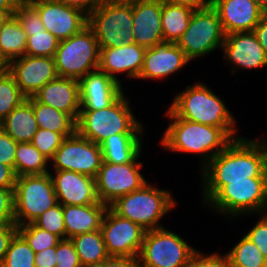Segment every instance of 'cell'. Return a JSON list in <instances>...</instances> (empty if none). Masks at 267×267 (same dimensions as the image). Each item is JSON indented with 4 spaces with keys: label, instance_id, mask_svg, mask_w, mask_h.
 I'll return each instance as SVG.
<instances>
[{
    "label": "cell",
    "instance_id": "6da1fadb",
    "mask_svg": "<svg viewBox=\"0 0 267 267\" xmlns=\"http://www.w3.org/2000/svg\"><path fill=\"white\" fill-rule=\"evenodd\" d=\"M202 169L203 202L207 203L227 181L267 177V141L239 136Z\"/></svg>",
    "mask_w": 267,
    "mask_h": 267
},
{
    "label": "cell",
    "instance_id": "7a4b0ae2",
    "mask_svg": "<svg viewBox=\"0 0 267 267\" xmlns=\"http://www.w3.org/2000/svg\"><path fill=\"white\" fill-rule=\"evenodd\" d=\"M166 116L171 124L165 130L161 142L173 152L196 153L201 157L202 168L223 151L234 139L239 138L237 128H220L178 118L169 108ZM206 157V158H205Z\"/></svg>",
    "mask_w": 267,
    "mask_h": 267
},
{
    "label": "cell",
    "instance_id": "3957f363",
    "mask_svg": "<svg viewBox=\"0 0 267 267\" xmlns=\"http://www.w3.org/2000/svg\"><path fill=\"white\" fill-rule=\"evenodd\" d=\"M129 104V100L122 93L109 107L80 110L76 132L99 145L111 135L143 133V125L136 120Z\"/></svg>",
    "mask_w": 267,
    "mask_h": 267
},
{
    "label": "cell",
    "instance_id": "277c9868",
    "mask_svg": "<svg viewBox=\"0 0 267 267\" xmlns=\"http://www.w3.org/2000/svg\"><path fill=\"white\" fill-rule=\"evenodd\" d=\"M169 109L184 120L220 128H236L235 118L209 87L202 82L178 93Z\"/></svg>",
    "mask_w": 267,
    "mask_h": 267
},
{
    "label": "cell",
    "instance_id": "5b68a950",
    "mask_svg": "<svg viewBox=\"0 0 267 267\" xmlns=\"http://www.w3.org/2000/svg\"><path fill=\"white\" fill-rule=\"evenodd\" d=\"M168 190L144 184L127 195L117 198L109 207L118 215L139 224L146 231L163 228L161 218L177 205Z\"/></svg>",
    "mask_w": 267,
    "mask_h": 267
},
{
    "label": "cell",
    "instance_id": "8992f818",
    "mask_svg": "<svg viewBox=\"0 0 267 267\" xmlns=\"http://www.w3.org/2000/svg\"><path fill=\"white\" fill-rule=\"evenodd\" d=\"M205 205L218 213L225 214L226 217L227 214L234 218L244 213L246 215L261 213L262 216L267 212V177L227 181V185H224Z\"/></svg>",
    "mask_w": 267,
    "mask_h": 267
},
{
    "label": "cell",
    "instance_id": "52a82bcc",
    "mask_svg": "<svg viewBox=\"0 0 267 267\" xmlns=\"http://www.w3.org/2000/svg\"><path fill=\"white\" fill-rule=\"evenodd\" d=\"M99 48L119 47L134 42L132 0H106L89 16Z\"/></svg>",
    "mask_w": 267,
    "mask_h": 267
},
{
    "label": "cell",
    "instance_id": "ba28073f",
    "mask_svg": "<svg viewBox=\"0 0 267 267\" xmlns=\"http://www.w3.org/2000/svg\"><path fill=\"white\" fill-rule=\"evenodd\" d=\"M99 49L94 32L88 25L70 38L59 41L54 55L58 76L80 81L97 70Z\"/></svg>",
    "mask_w": 267,
    "mask_h": 267
},
{
    "label": "cell",
    "instance_id": "9c48e42d",
    "mask_svg": "<svg viewBox=\"0 0 267 267\" xmlns=\"http://www.w3.org/2000/svg\"><path fill=\"white\" fill-rule=\"evenodd\" d=\"M57 204L50 173L16 177L14 217L17 226L33 223L42 213Z\"/></svg>",
    "mask_w": 267,
    "mask_h": 267
},
{
    "label": "cell",
    "instance_id": "30bf717a",
    "mask_svg": "<svg viewBox=\"0 0 267 267\" xmlns=\"http://www.w3.org/2000/svg\"><path fill=\"white\" fill-rule=\"evenodd\" d=\"M195 251L178 234L163 227L145 232L138 259L140 267H187Z\"/></svg>",
    "mask_w": 267,
    "mask_h": 267
},
{
    "label": "cell",
    "instance_id": "8fae6325",
    "mask_svg": "<svg viewBox=\"0 0 267 267\" xmlns=\"http://www.w3.org/2000/svg\"><path fill=\"white\" fill-rule=\"evenodd\" d=\"M225 33L218 12L211 6L195 10L188 28L177 45L189 60L211 53L218 47L222 49Z\"/></svg>",
    "mask_w": 267,
    "mask_h": 267
},
{
    "label": "cell",
    "instance_id": "7c38bea8",
    "mask_svg": "<svg viewBox=\"0 0 267 267\" xmlns=\"http://www.w3.org/2000/svg\"><path fill=\"white\" fill-rule=\"evenodd\" d=\"M140 154L129 163L113 164L103 161L96 179L97 197L101 203L110 205L117 198L140 189L147 180L140 172Z\"/></svg>",
    "mask_w": 267,
    "mask_h": 267
},
{
    "label": "cell",
    "instance_id": "4fadbf2b",
    "mask_svg": "<svg viewBox=\"0 0 267 267\" xmlns=\"http://www.w3.org/2000/svg\"><path fill=\"white\" fill-rule=\"evenodd\" d=\"M54 170H70L96 178L103 162L101 146L77 132L66 137L55 152Z\"/></svg>",
    "mask_w": 267,
    "mask_h": 267
},
{
    "label": "cell",
    "instance_id": "5bb4252c",
    "mask_svg": "<svg viewBox=\"0 0 267 267\" xmlns=\"http://www.w3.org/2000/svg\"><path fill=\"white\" fill-rule=\"evenodd\" d=\"M110 256L138 257L146 230L116 214L109 206L100 228Z\"/></svg>",
    "mask_w": 267,
    "mask_h": 267
},
{
    "label": "cell",
    "instance_id": "9a60e30c",
    "mask_svg": "<svg viewBox=\"0 0 267 267\" xmlns=\"http://www.w3.org/2000/svg\"><path fill=\"white\" fill-rule=\"evenodd\" d=\"M7 71L26 98L33 97L46 83L59 77L54 57L23 55L10 61Z\"/></svg>",
    "mask_w": 267,
    "mask_h": 267
},
{
    "label": "cell",
    "instance_id": "2e32d148",
    "mask_svg": "<svg viewBox=\"0 0 267 267\" xmlns=\"http://www.w3.org/2000/svg\"><path fill=\"white\" fill-rule=\"evenodd\" d=\"M30 3L39 12L45 29L59 41L70 38L88 25V16L79 9L54 0H33Z\"/></svg>",
    "mask_w": 267,
    "mask_h": 267
},
{
    "label": "cell",
    "instance_id": "e0dca14e",
    "mask_svg": "<svg viewBox=\"0 0 267 267\" xmlns=\"http://www.w3.org/2000/svg\"><path fill=\"white\" fill-rule=\"evenodd\" d=\"M49 173L58 203L82 206L100 202L95 178L70 170H55V176Z\"/></svg>",
    "mask_w": 267,
    "mask_h": 267
},
{
    "label": "cell",
    "instance_id": "ac0fdd59",
    "mask_svg": "<svg viewBox=\"0 0 267 267\" xmlns=\"http://www.w3.org/2000/svg\"><path fill=\"white\" fill-rule=\"evenodd\" d=\"M218 12L225 35L252 32L266 14L254 0H211Z\"/></svg>",
    "mask_w": 267,
    "mask_h": 267
},
{
    "label": "cell",
    "instance_id": "d6986e66",
    "mask_svg": "<svg viewBox=\"0 0 267 267\" xmlns=\"http://www.w3.org/2000/svg\"><path fill=\"white\" fill-rule=\"evenodd\" d=\"M161 13V0H132L133 35L136 44L147 49L164 41Z\"/></svg>",
    "mask_w": 267,
    "mask_h": 267
},
{
    "label": "cell",
    "instance_id": "ffe728a7",
    "mask_svg": "<svg viewBox=\"0 0 267 267\" xmlns=\"http://www.w3.org/2000/svg\"><path fill=\"white\" fill-rule=\"evenodd\" d=\"M189 61L177 43L163 41L146 49L138 79H164Z\"/></svg>",
    "mask_w": 267,
    "mask_h": 267
},
{
    "label": "cell",
    "instance_id": "44dd1931",
    "mask_svg": "<svg viewBox=\"0 0 267 267\" xmlns=\"http://www.w3.org/2000/svg\"><path fill=\"white\" fill-rule=\"evenodd\" d=\"M146 48L135 42L119 47L100 48L98 69L120 83L116 74L126 72L130 78H138L143 66Z\"/></svg>",
    "mask_w": 267,
    "mask_h": 267
},
{
    "label": "cell",
    "instance_id": "7402d4cb",
    "mask_svg": "<svg viewBox=\"0 0 267 267\" xmlns=\"http://www.w3.org/2000/svg\"><path fill=\"white\" fill-rule=\"evenodd\" d=\"M224 58L234 65L232 72L267 66V56L253 32H234L225 36L222 45ZM237 66V67H236Z\"/></svg>",
    "mask_w": 267,
    "mask_h": 267
},
{
    "label": "cell",
    "instance_id": "603a6c76",
    "mask_svg": "<svg viewBox=\"0 0 267 267\" xmlns=\"http://www.w3.org/2000/svg\"><path fill=\"white\" fill-rule=\"evenodd\" d=\"M80 110L109 107L122 93V85L99 69L88 73L80 81Z\"/></svg>",
    "mask_w": 267,
    "mask_h": 267
},
{
    "label": "cell",
    "instance_id": "cb8c5ba5",
    "mask_svg": "<svg viewBox=\"0 0 267 267\" xmlns=\"http://www.w3.org/2000/svg\"><path fill=\"white\" fill-rule=\"evenodd\" d=\"M33 97L38 102L70 114L76 121L79 117L81 103L78 80L58 77L46 83Z\"/></svg>",
    "mask_w": 267,
    "mask_h": 267
},
{
    "label": "cell",
    "instance_id": "d4e9b609",
    "mask_svg": "<svg viewBox=\"0 0 267 267\" xmlns=\"http://www.w3.org/2000/svg\"><path fill=\"white\" fill-rule=\"evenodd\" d=\"M107 209L108 205L101 202L82 206L63 205L66 239L100 230Z\"/></svg>",
    "mask_w": 267,
    "mask_h": 267
},
{
    "label": "cell",
    "instance_id": "484cf974",
    "mask_svg": "<svg viewBox=\"0 0 267 267\" xmlns=\"http://www.w3.org/2000/svg\"><path fill=\"white\" fill-rule=\"evenodd\" d=\"M0 127L16 142H31L39 129L33 112V97L14 108L1 122Z\"/></svg>",
    "mask_w": 267,
    "mask_h": 267
},
{
    "label": "cell",
    "instance_id": "4316f807",
    "mask_svg": "<svg viewBox=\"0 0 267 267\" xmlns=\"http://www.w3.org/2000/svg\"><path fill=\"white\" fill-rule=\"evenodd\" d=\"M142 133H119L106 138L101 144L103 161L113 164L132 162L142 150Z\"/></svg>",
    "mask_w": 267,
    "mask_h": 267
},
{
    "label": "cell",
    "instance_id": "83f0119b",
    "mask_svg": "<svg viewBox=\"0 0 267 267\" xmlns=\"http://www.w3.org/2000/svg\"><path fill=\"white\" fill-rule=\"evenodd\" d=\"M194 11L187 6L162 2L161 24L164 41L177 43L188 28Z\"/></svg>",
    "mask_w": 267,
    "mask_h": 267
},
{
    "label": "cell",
    "instance_id": "f1b7e54d",
    "mask_svg": "<svg viewBox=\"0 0 267 267\" xmlns=\"http://www.w3.org/2000/svg\"><path fill=\"white\" fill-rule=\"evenodd\" d=\"M33 112L39 128L61 133L65 138L76 133V120L70 114L38 102L34 97Z\"/></svg>",
    "mask_w": 267,
    "mask_h": 267
},
{
    "label": "cell",
    "instance_id": "f546056e",
    "mask_svg": "<svg viewBox=\"0 0 267 267\" xmlns=\"http://www.w3.org/2000/svg\"><path fill=\"white\" fill-rule=\"evenodd\" d=\"M71 241L82 267H95L110 256L100 230L76 235Z\"/></svg>",
    "mask_w": 267,
    "mask_h": 267
},
{
    "label": "cell",
    "instance_id": "4dcf8cb0",
    "mask_svg": "<svg viewBox=\"0 0 267 267\" xmlns=\"http://www.w3.org/2000/svg\"><path fill=\"white\" fill-rule=\"evenodd\" d=\"M27 38L15 16L0 28V55L7 64L25 55Z\"/></svg>",
    "mask_w": 267,
    "mask_h": 267
},
{
    "label": "cell",
    "instance_id": "1f68e13d",
    "mask_svg": "<svg viewBox=\"0 0 267 267\" xmlns=\"http://www.w3.org/2000/svg\"><path fill=\"white\" fill-rule=\"evenodd\" d=\"M49 160L31 142L17 143L14 172L17 177L49 173Z\"/></svg>",
    "mask_w": 267,
    "mask_h": 267
},
{
    "label": "cell",
    "instance_id": "d6a6232c",
    "mask_svg": "<svg viewBox=\"0 0 267 267\" xmlns=\"http://www.w3.org/2000/svg\"><path fill=\"white\" fill-rule=\"evenodd\" d=\"M226 255L232 267H264L267 265V259L245 235Z\"/></svg>",
    "mask_w": 267,
    "mask_h": 267
},
{
    "label": "cell",
    "instance_id": "836d02e7",
    "mask_svg": "<svg viewBox=\"0 0 267 267\" xmlns=\"http://www.w3.org/2000/svg\"><path fill=\"white\" fill-rule=\"evenodd\" d=\"M26 99L13 76L8 71L0 73V122Z\"/></svg>",
    "mask_w": 267,
    "mask_h": 267
},
{
    "label": "cell",
    "instance_id": "e575fe53",
    "mask_svg": "<svg viewBox=\"0 0 267 267\" xmlns=\"http://www.w3.org/2000/svg\"><path fill=\"white\" fill-rule=\"evenodd\" d=\"M18 233L26 240L35 253L56 247L62 240L59 236L37 227L34 223L17 226Z\"/></svg>",
    "mask_w": 267,
    "mask_h": 267
},
{
    "label": "cell",
    "instance_id": "d590c367",
    "mask_svg": "<svg viewBox=\"0 0 267 267\" xmlns=\"http://www.w3.org/2000/svg\"><path fill=\"white\" fill-rule=\"evenodd\" d=\"M35 252L26 240L17 233L4 256L3 262L7 267H35Z\"/></svg>",
    "mask_w": 267,
    "mask_h": 267
},
{
    "label": "cell",
    "instance_id": "8d00e7d4",
    "mask_svg": "<svg viewBox=\"0 0 267 267\" xmlns=\"http://www.w3.org/2000/svg\"><path fill=\"white\" fill-rule=\"evenodd\" d=\"M25 55L35 57H54L59 40L49 31L26 33Z\"/></svg>",
    "mask_w": 267,
    "mask_h": 267
},
{
    "label": "cell",
    "instance_id": "74e56055",
    "mask_svg": "<svg viewBox=\"0 0 267 267\" xmlns=\"http://www.w3.org/2000/svg\"><path fill=\"white\" fill-rule=\"evenodd\" d=\"M33 223L37 227L59 236L61 239H66L63 205L60 203L46 210Z\"/></svg>",
    "mask_w": 267,
    "mask_h": 267
},
{
    "label": "cell",
    "instance_id": "f35d334b",
    "mask_svg": "<svg viewBox=\"0 0 267 267\" xmlns=\"http://www.w3.org/2000/svg\"><path fill=\"white\" fill-rule=\"evenodd\" d=\"M64 139L65 137L61 133L39 128L33 136L31 144L50 161Z\"/></svg>",
    "mask_w": 267,
    "mask_h": 267
},
{
    "label": "cell",
    "instance_id": "ab89813d",
    "mask_svg": "<svg viewBox=\"0 0 267 267\" xmlns=\"http://www.w3.org/2000/svg\"><path fill=\"white\" fill-rule=\"evenodd\" d=\"M14 16L25 33H37L46 30L39 12L31 3H17Z\"/></svg>",
    "mask_w": 267,
    "mask_h": 267
},
{
    "label": "cell",
    "instance_id": "60d3db41",
    "mask_svg": "<svg viewBox=\"0 0 267 267\" xmlns=\"http://www.w3.org/2000/svg\"><path fill=\"white\" fill-rule=\"evenodd\" d=\"M56 267H82L71 239H62L56 246Z\"/></svg>",
    "mask_w": 267,
    "mask_h": 267
},
{
    "label": "cell",
    "instance_id": "b9f144b4",
    "mask_svg": "<svg viewBox=\"0 0 267 267\" xmlns=\"http://www.w3.org/2000/svg\"><path fill=\"white\" fill-rule=\"evenodd\" d=\"M187 267H232L228 256L212 253L210 255H203L199 251H195L190 258Z\"/></svg>",
    "mask_w": 267,
    "mask_h": 267
},
{
    "label": "cell",
    "instance_id": "7bdbcfd3",
    "mask_svg": "<svg viewBox=\"0 0 267 267\" xmlns=\"http://www.w3.org/2000/svg\"><path fill=\"white\" fill-rule=\"evenodd\" d=\"M264 214L245 236L258 247L267 259V212Z\"/></svg>",
    "mask_w": 267,
    "mask_h": 267
},
{
    "label": "cell",
    "instance_id": "ee69618b",
    "mask_svg": "<svg viewBox=\"0 0 267 267\" xmlns=\"http://www.w3.org/2000/svg\"><path fill=\"white\" fill-rule=\"evenodd\" d=\"M17 143L0 127V163L14 169Z\"/></svg>",
    "mask_w": 267,
    "mask_h": 267
},
{
    "label": "cell",
    "instance_id": "f6af8a7d",
    "mask_svg": "<svg viewBox=\"0 0 267 267\" xmlns=\"http://www.w3.org/2000/svg\"><path fill=\"white\" fill-rule=\"evenodd\" d=\"M0 223H15L14 189L0 188Z\"/></svg>",
    "mask_w": 267,
    "mask_h": 267
},
{
    "label": "cell",
    "instance_id": "bcb514c9",
    "mask_svg": "<svg viewBox=\"0 0 267 267\" xmlns=\"http://www.w3.org/2000/svg\"><path fill=\"white\" fill-rule=\"evenodd\" d=\"M17 233L16 223H0V262H3L11 240Z\"/></svg>",
    "mask_w": 267,
    "mask_h": 267
},
{
    "label": "cell",
    "instance_id": "7dc6e473",
    "mask_svg": "<svg viewBox=\"0 0 267 267\" xmlns=\"http://www.w3.org/2000/svg\"><path fill=\"white\" fill-rule=\"evenodd\" d=\"M95 267H140L138 257L109 256Z\"/></svg>",
    "mask_w": 267,
    "mask_h": 267
},
{
    "label": "cell",
    "instance_id": "c3c4849f",
    "mask_svg": "<svg viewBox=\"0 0 267 267\" xmlns=\"http://www.w3.org/2000/svg\"><path fill=\"white\" fill-rule=\"evenodd\" d=\"M61 4L81 10L89 16L100 4L106 0H54Z\"/></svg>",
    "mask_w": 267,
    "mask_h": 267
},
{
    "label": "cell",
    "instance_id": "681fc988",
    "mask_svg": "<svg viewBox=\"0 0 267 267\" xmlns=\"http://www.w3.org/2000/svg\"><path fill=\"white\" fill-rule=\"evenodd\" d=\"M34 265L35 267H56V247L35 253Z\"/></svg>",
    "mask_w": 267,
    "mask_h": 267
},
{
    "label": "cell",
    "instance_id": "f907efd6",
    "mask_svg": "<svg viewBox=\"0 0 267 267\" xmlns=\"http://www.w3.org/2000/svg\"><path fill=\"white\" fill-rule=\"evenodd\" d=\"M16 177L12 167L0 163V188L14 189Z\"/></svg>",
    "mask_w": 267,
    "mask_h": 267
},
{
    "label": "cell",
    "instance_id": "816d5d0a",
    "mask_svg": "<svg viewBox=\"0 0 267 267\" xmlns=\"http://www.w3.org/2000/svg\"><path fill=\"white\" fill-rule=\"evenodd\" d=\"M252 32L267 56V14L262 17Z\"/></svg>",
    "mask_w": 267,
    "mask_h": 267
},
{
    "label": "cell",
    "instance_id": "f5cc1de1",
    "mask_svg": "<svg viewBox=\"0 0 267 267\" xmlns=\"http://www.w3.org/2000/svg\"><path fill=\"white\" fill-rule=\"evenodd\" d=\"M165 3L187 6L194 10H200L210 5V0H161Z\"/></svg>",
    "mask_w": 267,
    "mask_h": 267
},
{
    "label": "cell",
    "instance_id": "db71d44e",
    "mask_svg": "<svg viewBox=\"0 0 267 267\" xmlns=\"http://www.w3.org/2000/svg\"><path fill=\"white\" fill-rule=\"evenodd\" d=\"M15 9H0V28L14 16Z\"/></svg>",
    "mask_w": 267,
    "mask_h": 267
},
{
    "label": "cell",
    "instance_id": "11a10c76",
    "mask_svg": "<svg viewBox=\"0 0 267 267\" xmlns=\"http://www.w3.org/2000/svg\"><path fill=\"white\" fill-rule=\"evenodd\" d=\"M16 0H0V9H16Z\"/></svg>",
    "mask_w": 267,
    "mask_h": 267
},
{
    "label": "cell",
    "instance_id": "9f6ffc18",
    "mask_svg": "<svg viewBox=\"0 0 267 267\" xmlns=\"http://www.w3.org/2000/svg\"><path fill=\"white\" fill-rule=\"evenodd\" d=\"M260 8L267 14V0H254Z\"/></svg>",
    "mask_w": 267,
    "mask_h": 267
},
{
    "label": "cell",
    "instance_id": "6f0895ef",
    "mask_svg": "<svg viewBox=\"0 0 267 267\" xmlns=\"http://www.w3.org/2000/svg\"><path fill=\"white\" fill-rule=\"evenodd\" d=\"M7 65L8 64L5 62V60L0 55V73L7 71Z\"/></svg>",
    "mask_w": 267,
    "mask_h": 267
},
{
    "label": "cell",
    "instance_id": "680465c9",
    "mask_svg": "<svg viewBox=\"0 0 267 267\" xmlns=\"http://www.w3.org/2000/svg\"><path fill=\"white\" fill-rule=\"evenodd\" d=\"M18 3H30L33 0H16Z\"/></svg>",
    "mask_w": 267,
    "mask_h": 267
},
{
    "label": "cell",
    "instance_id": "91938a15",
    "mask_svg": "<svg viewBox=\"0 0 267 267\" xmlns=\"http://www.w3.org/2000/svg\"><path fill=\"white\" fill-rule=\"evenodd\" d=\"M0 267H7L4 262H0Z\"/></svg>",
    "mask_w": 267,
    "mask_h": 267
}]
</instances>
